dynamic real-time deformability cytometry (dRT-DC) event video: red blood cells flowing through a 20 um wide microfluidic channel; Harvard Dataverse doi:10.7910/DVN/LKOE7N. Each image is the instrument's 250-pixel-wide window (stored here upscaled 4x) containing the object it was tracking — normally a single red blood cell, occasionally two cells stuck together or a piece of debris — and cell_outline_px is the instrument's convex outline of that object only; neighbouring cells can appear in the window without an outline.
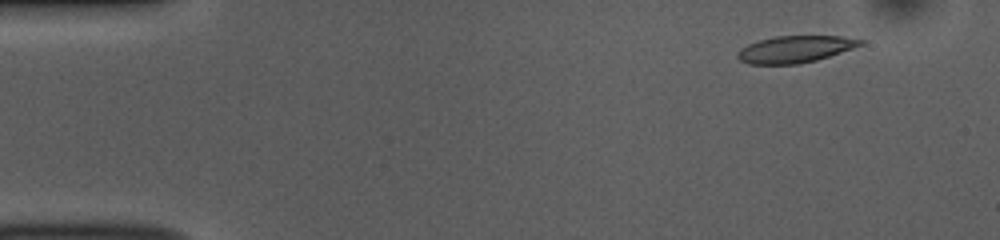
{"species": "common noctule bat (a hibernating species)", "species_latin": "Nyctalus noctula", "temperature_condition": "room temperature", "stored_images_in_passage": 51, "camera_frame_rate_fps": 3000, "um_per_image_px": 0.085, "animal": {"sex": "female", "body_mass_g": 10.0, "forearm_length_mm": 53.1}, "frame": {"image": 1, "passage_image": 5, "time_ms": 1.333, "image_size_px": [1000, 240], "cell_outline_px": [[864, 44], [816, 60], [800, 64], [748, 64], [740, 60], [736, 56], [736, 52], [740, 48], [748, 44], [760, 40], [776, 36], [840, 36], [864, 40]], "centroid_in_image_um": [67.54, 4.18], "position_along_channel_um": 17.5, "area_um2": 19.13}}
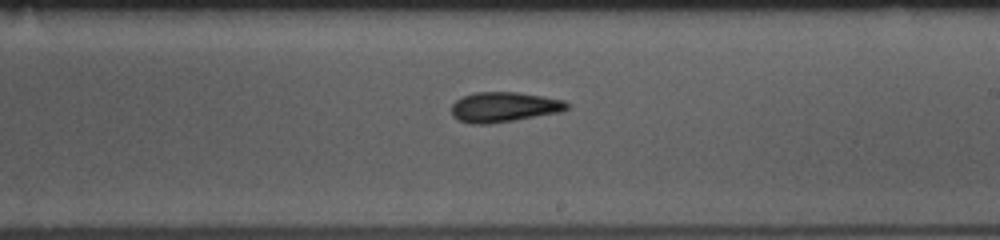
{"frame": {"image": 2, "passage_image": 30, "time_ms": 9.667, "image_size_px": [1000, 240], "cell_outline_px": [[568, 108], [560, 112], [512, 120], [484, 124], [472, 124], [460, 120], [452, 116], [452, 104], [456, 100], [464, 96], [476, 92], [520, 92], [544, 96], [564, 100], [568, 104]], "centroid_in_image_um": [42.84, 9.08], "position_along_channel_um": 246.2, "area_um2": 20.0}}
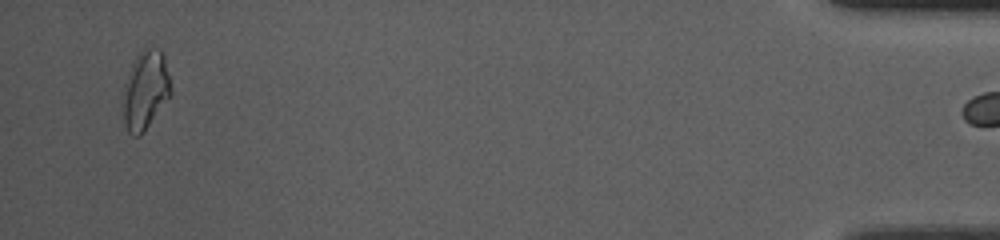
{"frame": {"image": 3, "passage_image": 50, "time_ms": 16.333, "image_size_px": [1000, 240], "cell_outline_px": [[172, 92], [144, 132], [140, 136], [132, 136], [128, 132], [124, 120], [124, 84], [128, 72], [136, 56], [144, 48], [160, 48], [164, 56]], "centroid_in_image_um": [12.36, 7.65], "position_along_channel_um": 422.8, "area_um2": 21.62}}